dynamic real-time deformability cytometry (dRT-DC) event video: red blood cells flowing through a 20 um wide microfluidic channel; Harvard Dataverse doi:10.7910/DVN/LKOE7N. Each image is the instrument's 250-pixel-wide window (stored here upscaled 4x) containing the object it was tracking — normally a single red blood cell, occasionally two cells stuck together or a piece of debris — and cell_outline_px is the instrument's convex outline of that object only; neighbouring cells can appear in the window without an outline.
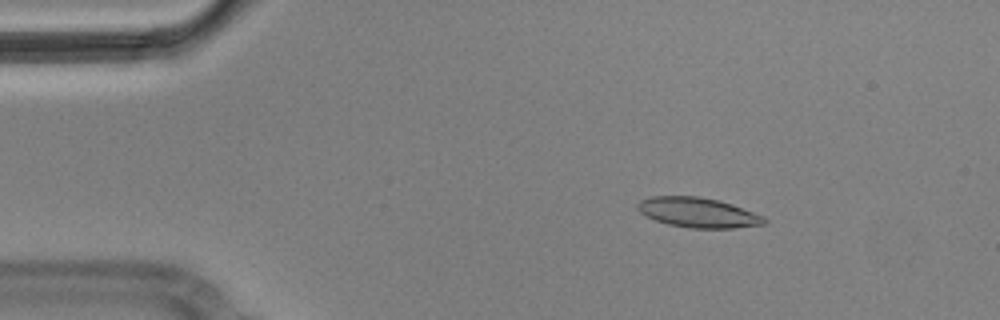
{"species": "Egyptian fruit bat (a non-hibernating species)", "species_latin": "Rousettus aegyptiacus", "temperature_condition": "cold", "stored_images_in_passage": 5, "camera_frame_rate_fps": 3000, "um_per_image_px": 0.085, "animal": {"sex": "male"}, "frame": {"image": 1, "passage_image": 2, "time_ms": 0.333, "image_size_px": [1000, 320], "cell_outline_px": [[768, 220], [764, 224], [732, 228], [688, 228], [668, 224], [644, 216], [636, 208], [636, 204], [640, 200], [652, 196], [696, 196], [720, 200], [732, 204], [764, 216]], "centroid_in_image_um": [59.31, 18.06], "position_along_channel_um": 25.7, "area_um2": 22.2}}
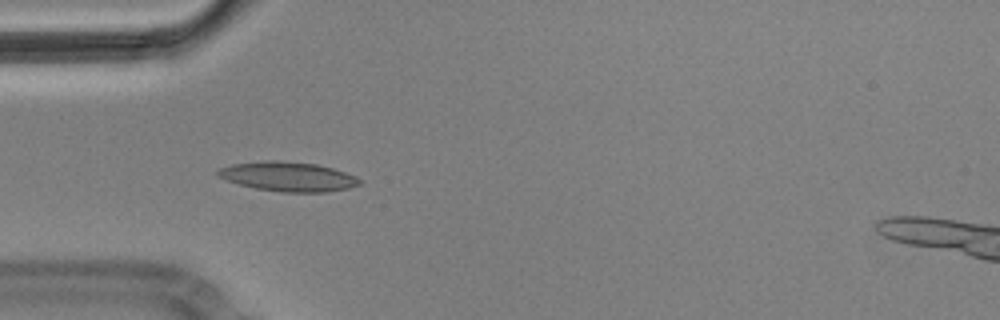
{"frame": {"image": 2, "passage_image": 4, "time_ms": 1.0, "image_size_px": [1000, 320], "cell_outline_px": [[360, 184], [348, 188], [328, 192], [280, 192], [256, 188], [240, 184], [216, 176], [216, 172], [220, 168], [232, 164], [264, 160], [276, 160], [316, 164], [332, 168], [356, 176], [360, 180]], "centroid_in_image_um": [24.47, 15.0], "position_along_channel_um": 60.5, "area_um2": 24.22}}